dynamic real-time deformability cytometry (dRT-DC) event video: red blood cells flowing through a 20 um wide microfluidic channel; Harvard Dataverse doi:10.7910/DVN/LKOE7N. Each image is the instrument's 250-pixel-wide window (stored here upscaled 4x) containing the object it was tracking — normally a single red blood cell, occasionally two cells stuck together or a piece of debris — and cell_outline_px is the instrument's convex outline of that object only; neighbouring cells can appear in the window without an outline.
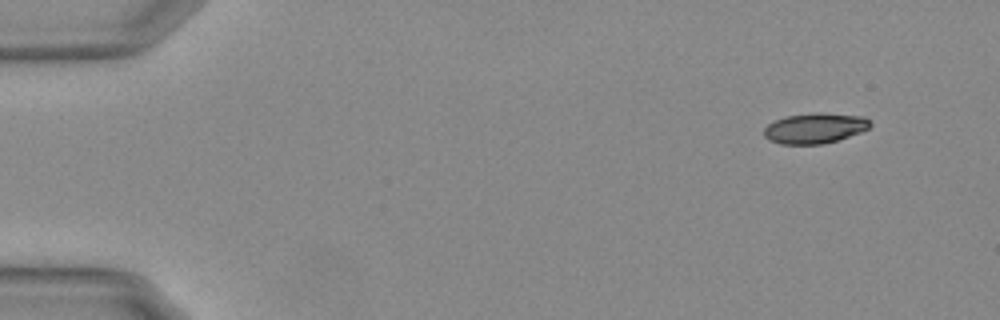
{"species": "Egyptian fruit bat (a non-hibernating species)", "species_latin": "Rousettus aegyptiacus", "temperature_condition": "warm", "stored_images_in_passage": 22, "camera_frame_rate_fps": 3000, "um_per_image_px": 0.085, "animal": {"sex": "female"}, "frame": {"image": 1, "passage_image": 1, "time_ms": 0.0, "image_size_px": [1000, 320], "cell_outline_px": [[872, 124], [868, 128], [860, 132], [824, 144], [780, 144], [768, 140], [764, 136], [764, 128], [768, 124], [784, 116], [816, 112], [824, 112], [864, 116]], "centroid_in_image_um": [69.24, 10.88], "position_along_channel_um": 15.8, "area_um2": 18.9}}